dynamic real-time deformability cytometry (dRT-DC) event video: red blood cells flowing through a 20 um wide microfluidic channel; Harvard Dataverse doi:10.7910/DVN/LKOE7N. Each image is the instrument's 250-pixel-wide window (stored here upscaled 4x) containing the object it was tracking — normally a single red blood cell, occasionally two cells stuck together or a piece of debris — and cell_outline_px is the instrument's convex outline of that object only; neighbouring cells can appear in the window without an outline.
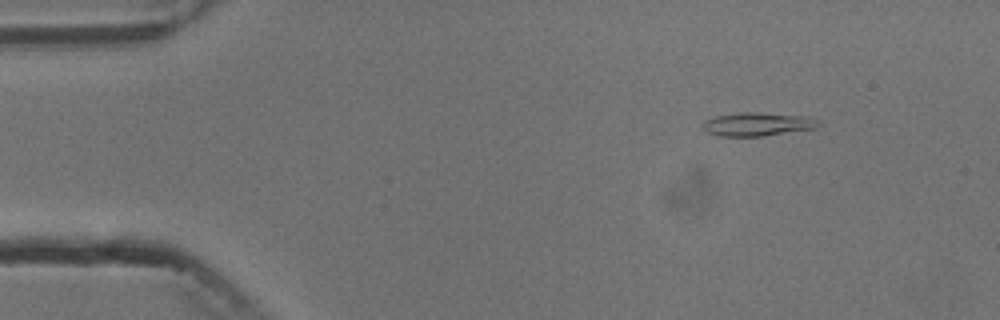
{"species": "common noctule bat (a hibernating species)", "species_latin": "Nyctalus noctula", "temperature_condition": "cold", "stored_images_in_passage": 6, "camera_frame_rate_fps": 3000, "um_per_image_px": 0.085, "animal": {"sex": "male", "body_mass_g": 13.3}, "frame": {"image": 1, "passage_image": 2, "time_ms": 1.333, "image_size_px": [1000, 320], "cell_outline_px": [[820, 124], [816, 128], [760, 136], [720, 136], [704, 132], [704, 120], [716, 116], [744, 112], [756, 112], [808, 116], [820, 120]], "centroid_in_image_um": [64.4, 10.55], "position_along_channel_um": 20.6, "area_um2": 15.78}}
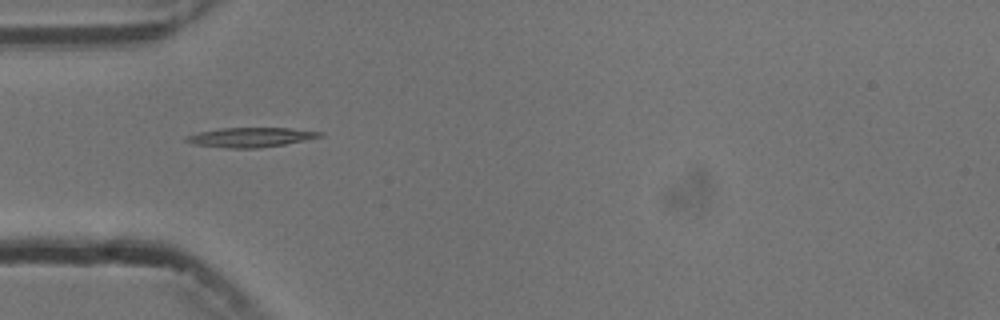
{"frame": {"image": 2, "passage_image": 5, "time_ms": 4.667, "image_size_px": [1000, 320], "cell_outline_px": [[324, 136], [284, 144], [256, 148], [228, 148], [196, 144], [184, 140], [184, 136], [200, 132], [220, 128], [288, 128], [324, 132]], "centroid_in_image_um": [21.31, 11.66], "position_along_channel_um": 63.7, "area_um2": 15.03}}
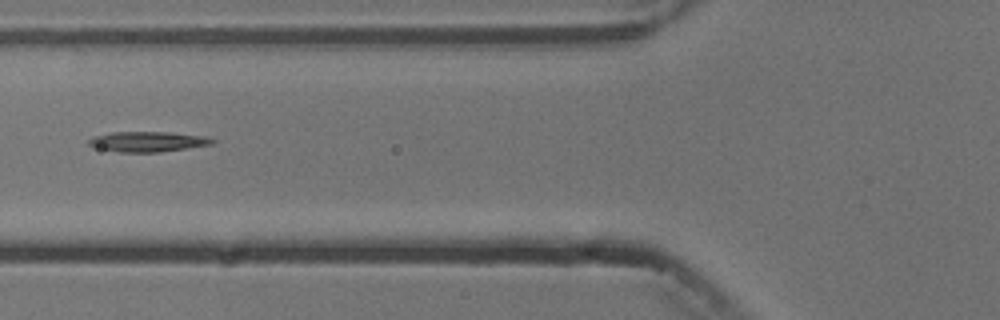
{"frame": {"image": 3, "passage_image": 6, "time_ms": 6.0, "image_size_px": [1000, 320], "cell_outline_px": [[216, 140], [212, 144], [160, 152], [120, 152], [100, 148], [88, 144], [88, 140], [92, 136], [112, 132], [172, 132], [208, 136]], "centroid_in_image_um": [12.59, 12.02], "position_along_channel_um": 113.2, "area_um2": 14.57}}